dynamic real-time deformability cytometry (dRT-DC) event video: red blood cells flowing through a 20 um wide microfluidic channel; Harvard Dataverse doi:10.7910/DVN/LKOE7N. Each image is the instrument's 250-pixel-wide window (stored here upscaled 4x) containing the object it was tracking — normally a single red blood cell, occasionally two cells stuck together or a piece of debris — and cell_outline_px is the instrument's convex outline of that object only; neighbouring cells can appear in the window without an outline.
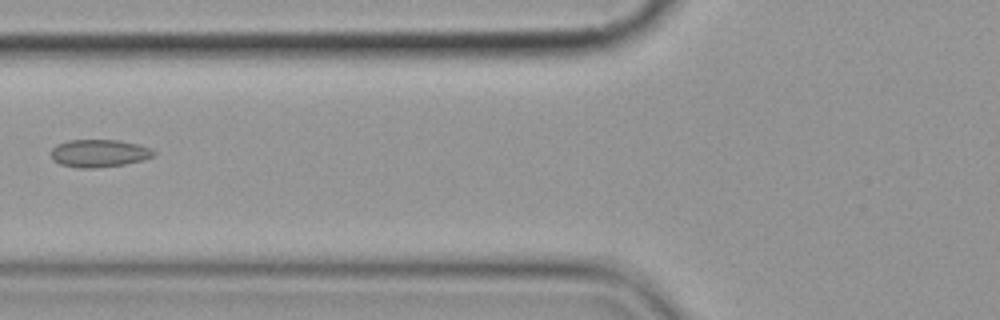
{"species": "common noctule bat (a hibernating species)", "species_latin": "Nyctalus noctula", "temperature_condition": "cold", "stored_images_in_passage": 8, "camera_frame_rate_fps": 3000, "um_per_image_px": 0.085, "animal": {"sex": "female", "body_mass_g": 19.9}, "frame": {"image": 1, "passage_image": 6, "time_ms": 7.0, "image_size_px": [1000, 320], "cell_outline_px": [[156, 152], [152, 156], [144, 160], [124, 164], [92, 168], [80, 168], [60, 164], [52, 160], [52, 148], [56, 144], [68, 140], [120, 140], [140, 144], [152, 148]], "centroid_in_image_um": [8.44, 13.01], "position_along_channel_um": 117.4, "area_um2": 16.65}}
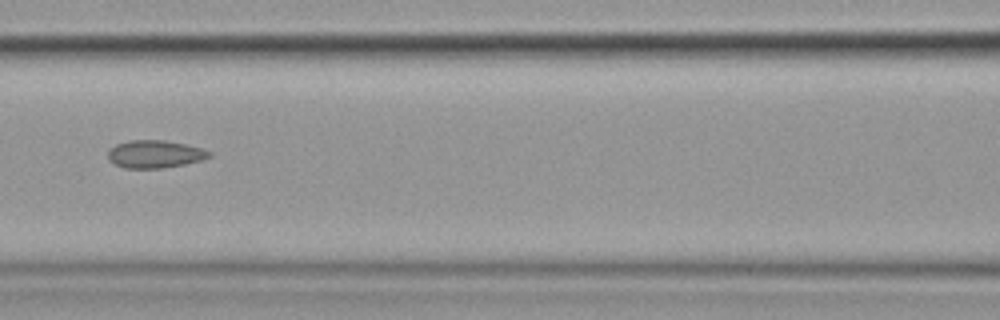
{"frame": {"image": 2, "passage_image": 7, "time_ms": 8.0, "image_size_px": [1000, 320], "cell_outline_px": [[212, 156], [200, 160], [184, 164], [160, 168], [124, 168], [108, 160], [108, 148], [116, 144], [128, 140], [164, 140], [204, 148], [212, 152]], "centroid_in_image_um": [13.15, 13.09], "position_along_channel_um": 153.4, "area_um2": 16.42}}
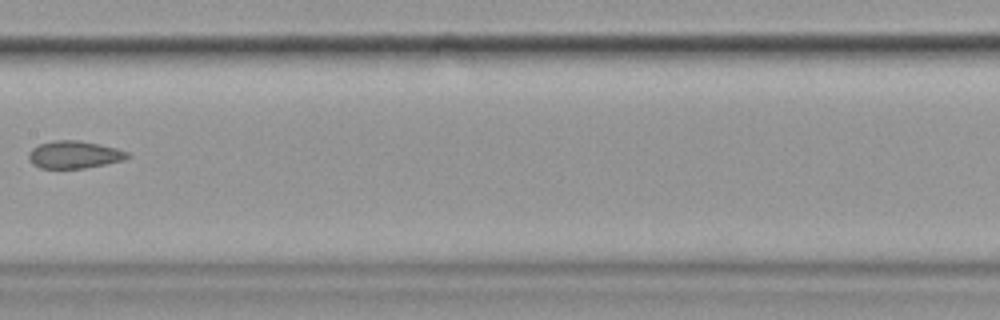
{"frame": {"image": 3, "passage_image": 8, "time_ms": 9.333, "image_size_px": [1000, 320], "cell_outline_px": [[132, 156], [124, 160], [84, 168], [40, 168], [32, 164], [28, 160], [28, 152], [32, 148], [40, 144], [56, 140], [80, 140], [116, 148], [128, 152]], "centroid_in_image_um": [6.3, 13.14], "position_along_channel_um": 201.1, "area_um2": 15.84}}